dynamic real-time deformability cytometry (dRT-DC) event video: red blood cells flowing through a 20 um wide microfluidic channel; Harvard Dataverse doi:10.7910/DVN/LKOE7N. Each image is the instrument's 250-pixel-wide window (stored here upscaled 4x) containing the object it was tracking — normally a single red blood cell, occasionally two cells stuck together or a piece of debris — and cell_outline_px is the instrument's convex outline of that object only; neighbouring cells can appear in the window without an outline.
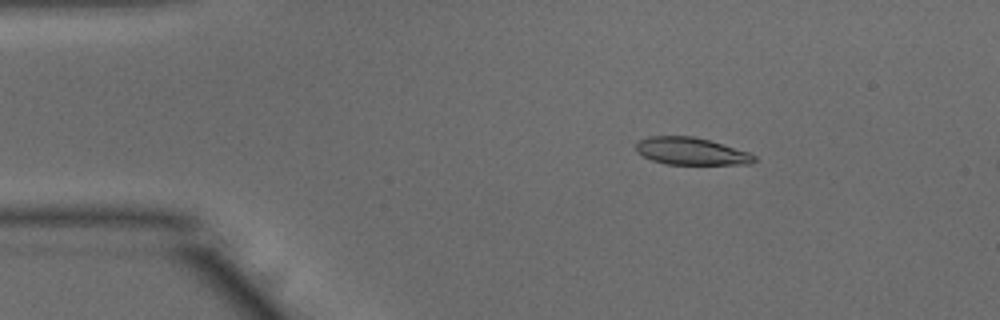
{"species": "common noctule bat (a hibernating species)", "species_latin": "Nyctalus noctula", "temperature_condition": "warm", "stored_images_in_passage": 11, "camera_frame_rate_fps": 3000, "um_per_image_px": 0.085, "animal": {"sex": "male", "body_mass_g": 15.6}, "frame": {"image": 1, "passage_image": 5, "time_ms": 1.333, "image_size_px": [1000, 320], "cell_outline_px": [[756, 160], [752, 164], [664, 164], [652, 160], [636, 152], [636, 144], [640, 140], [648, 136], [692, 136], [708, 140], [748, 152], [756, 156]], "centroid_in_image_um": [58.73, 12.86], "position_along_channel_um": 26.3, "area_um2": 18.67}}